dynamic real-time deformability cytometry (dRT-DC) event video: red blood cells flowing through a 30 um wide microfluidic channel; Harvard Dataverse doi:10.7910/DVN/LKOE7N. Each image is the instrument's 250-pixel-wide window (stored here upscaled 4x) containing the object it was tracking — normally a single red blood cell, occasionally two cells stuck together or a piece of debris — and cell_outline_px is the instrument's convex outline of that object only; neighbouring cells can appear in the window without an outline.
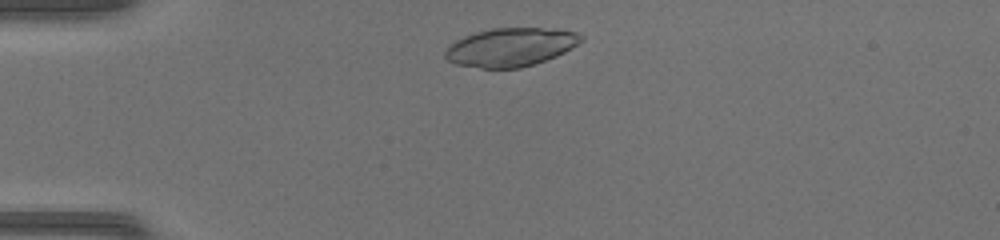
{"species": "common noctule bat (a hibernating species)", "species_latin": "Nyctalus noctula", "temperature_condition": "warm", "stored_images_in_passage": 38, "camera_frame_rate_fps": 3000, "um_per_image_px": 0.085, "animal": {"sex": "female", "body_mass_g": 17.0, "forearm_length_mm": 48.0}, "frame": {"image": 1, "passage_image": 2, "time_ms": 0.333, "image_size_px": [1000, 240], "cell_outline_px": [[584, 40], [572, 48], [556, 56], [520, 68], [480, 68], [456, 64], [448, 60], [444, 56], [444, 52], [456, 40], [464, 36], [476, 32], [492, 28], [540, 28], [576, 32], [584, 36]], "centroid_in_image_um": [43.4, 4.01], "position_along_channel_um": 41.6, "area_um2": 30.23}}
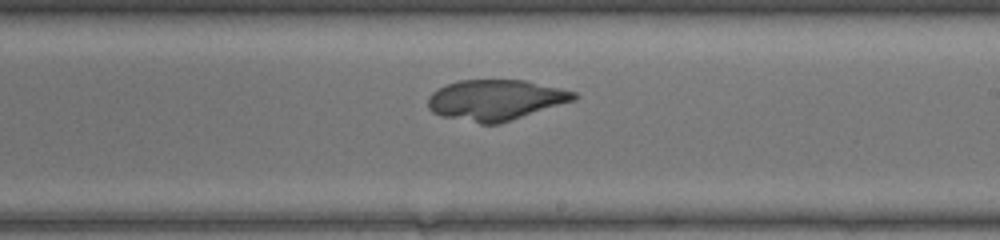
{"frame": {"image": 2, "passage_image": 19, "time_ms": 6.0, "image_size_px": [1000, 240], "cell_outline_px": [[576, 100], [500, 124], [480, 124], [440, 116], [432, 112], [428, 108], [428, 96], [436, 88], [460, 80], [524, 80], [560, 88], [576, 92]], "centroid_in_image_um": [42.1, 8.51], "position_along_channel_um": 246.9, "area_um2": 34.74}}
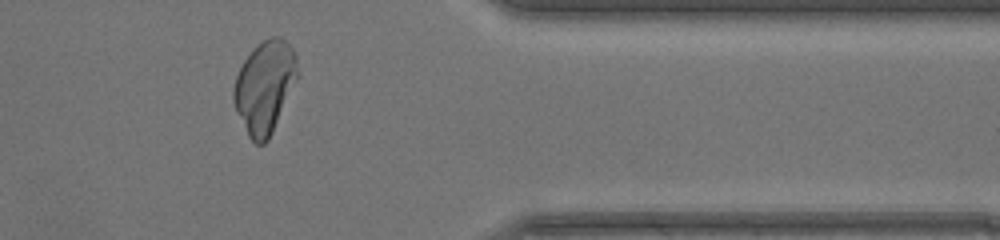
{"frame": {"image": 3, "passage_image": 30, "time_ms": 9.667, "image_size_px": [1000, 240], "cell_outline_px": [[300, 76], [268, 140], [264, 144], [256, 144], [248, 136], [236, 112], [232, 100], [232, 92], [236, 76], [244, 60], [264, 40], [272, 36], [280, 36], [292, 48], [296, 56]], "centroid_in_image_um": [22.52, 7.41], "position_along_channel_um": 388.9, "area_um2": 34.39}}